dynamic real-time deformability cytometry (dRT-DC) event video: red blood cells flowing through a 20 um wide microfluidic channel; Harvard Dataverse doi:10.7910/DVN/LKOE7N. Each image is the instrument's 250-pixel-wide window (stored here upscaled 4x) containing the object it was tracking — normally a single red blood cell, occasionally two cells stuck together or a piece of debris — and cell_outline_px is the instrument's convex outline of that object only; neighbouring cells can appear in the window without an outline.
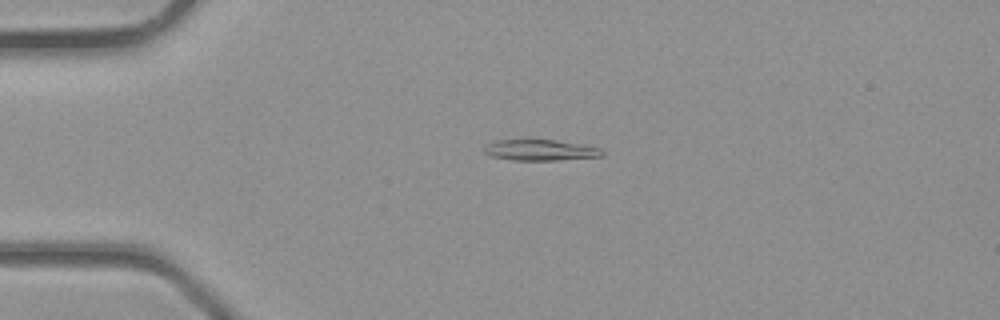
{"species": "common noctule bat (a hibernating species)", "species_latin": "Nyctalus noctula", "temperature_condition": "room temperature", "stored_images_in_passage": 32, "camera_frame_rate_fps": 3000, "um_per_image_px": 0.085, "animal": {"sex": "male", "body_mass_g": 23.1, "forearm_length_mm": 52.7}, "frame": {"image": 1, "passage_image": 3, "time_ms": 0.667, "image_size_px": [1000, 320], "cell_outline_px": [[604, 156], [556, 160], [512, 160], [492, 156], [484, 152], [484, 148], [488, 144], [496, 140], [556, 140], [580, 144], [600, 148], [604, 152]], "centroid_in_image_um": [45.95, 12.76], "position_along_channel_um": 39.1, "area_um2": 14.22}}
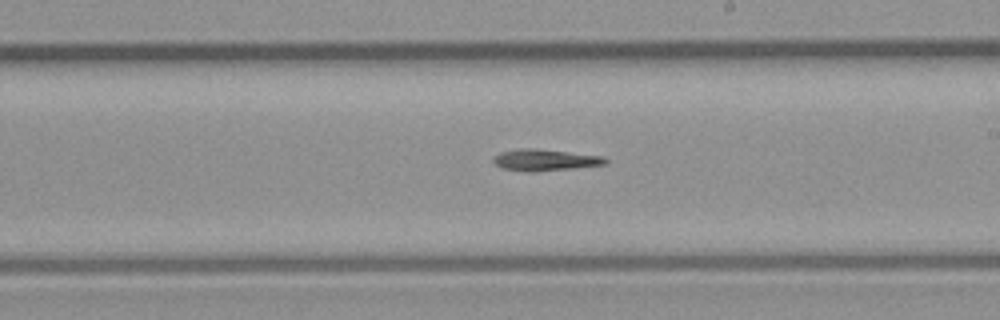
{"frame": {"image": 2, "passage_image": 16, "time_ms": 5.0, "image_size_px": [1000, 320], "cell_outline_px": [[608, 164], [572, 168], [504, 168], [496, 164], [492, 160], [500, 152], [520, 148], [528, 148], [604, 156], [608, 160]], "centroid_in_image_um": [46.42, 13.54], "position_along_channel_um": 242.6, "area_um2": 12.72}}
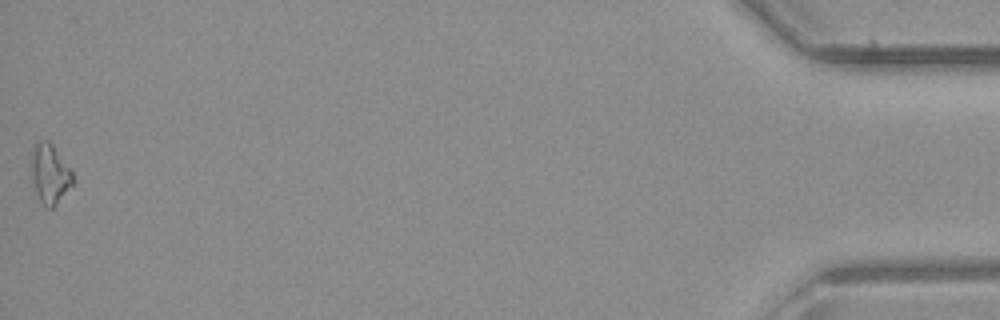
{"frame": {"image": 3, "passage_image": 32, "time_ms": 10.333, "image_size_px": [1000, 320], "cell_outline_px": [[76, 180], [56, 204], [52, 208], [44, 208], [36, 192], [32, 180], [32, 156], [36, 140], [48, 140], [52, 144], [72, 172]], "centroid_in_image_um": [4.25, 14.78], "position_along_channel_um": 431.0, "area_um2": 14.22}}